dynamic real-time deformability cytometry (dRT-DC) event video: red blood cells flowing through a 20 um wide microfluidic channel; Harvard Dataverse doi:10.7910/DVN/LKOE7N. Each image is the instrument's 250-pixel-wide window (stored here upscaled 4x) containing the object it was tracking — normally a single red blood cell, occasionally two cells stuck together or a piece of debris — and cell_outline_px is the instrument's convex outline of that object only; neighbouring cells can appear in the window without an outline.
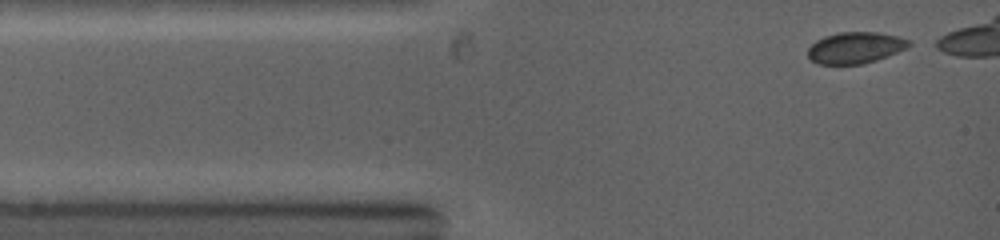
{"species": "common noctule bat (a hibernating species)", "species_latin": "Nyctalus noctula", "temperature_condition": "warm", "stored_images_in_passage": 11, "camera_frame_rate_fps": 5000, "um_per_image_px": 0.085, "animal": {"sex": "female", "body_mass_g": 19.0, "forearm_length_mm": 53.3}, "frame": {"image": 1, "passage_image": 1, "time_ms": 0.0, "image_size_px": [1000, 240], "cell_outline_px": [[912, 44], [908, 48], [876, 60], [860, 64], [816, 64], [808, 56], [808, 48], [816, 40], [824, 36], [840, 32], [876, 32], [896, 36], [912, 40]], "centroid_in_image_um": [72.72, 4.05], "position_along_channel_um": 12.3, "area_um2": 18.5}}